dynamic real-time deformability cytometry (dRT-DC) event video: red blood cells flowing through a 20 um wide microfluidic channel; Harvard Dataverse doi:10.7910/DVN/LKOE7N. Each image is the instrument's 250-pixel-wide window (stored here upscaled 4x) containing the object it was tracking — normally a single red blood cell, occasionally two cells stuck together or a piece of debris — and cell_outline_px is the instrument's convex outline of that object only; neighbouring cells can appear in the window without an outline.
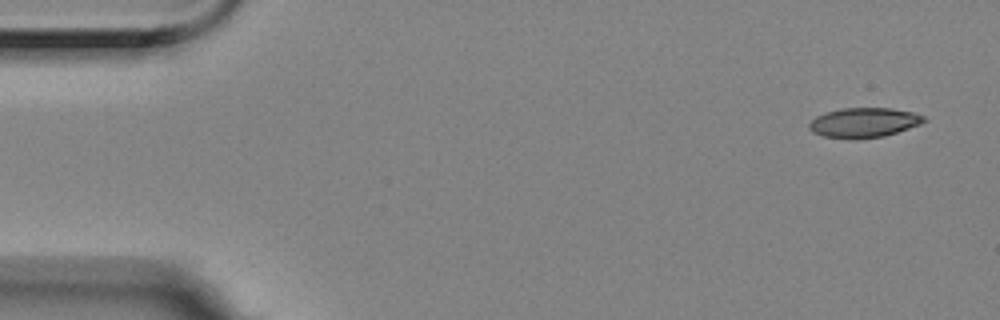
{"species": "Egyptian fruit bat (a non-hibernating species)", "species_latin": "Rousettus aegyptiacus", "temperature_condition": "room temperature", "stored_images_in_passage": 15, "camera_frame_rate_fps": 3000, "um_per_image_px": 0.085, "animal": {"sex": "female"}, "frame": {"image": 1, "passage_image": 1, "time_ms": 0.0, "image_size_px": [1000, 320], "cell_outline_px": [[928, 120], [920, 124], [884, 136], [824, 136], [812, 132], [808, 128], [808, 124], [816, 116], [824, 112], [840, 108], [892, 108], [912, 112], [924, 116]], "centroid_in_image_um": [73.44, 10.36], "position_along_channel_um": 11.6, "area_um2": 19.19}}
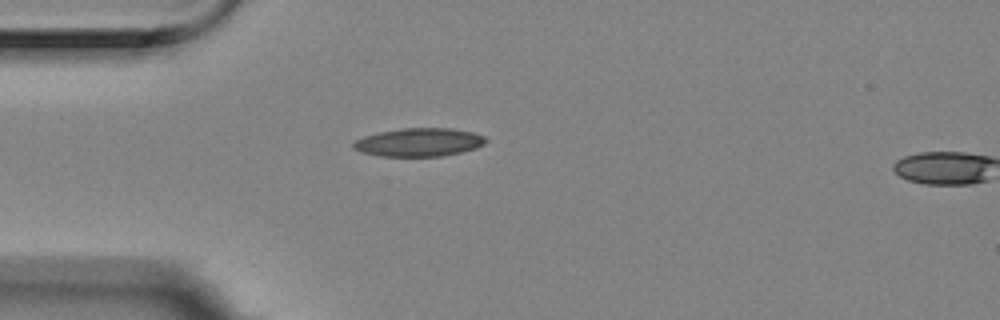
{"frame": {"image": 2, "passage_image": 13, "time_ms": 4.0, "image_size_px": [1000, 320], "cell_outline_px": [[488, 140], [484, 144], [476, 148], [460, 152], [440, 156], [380, 156], [360, 152], [352, 148], [352, 144], [356, 140], [364, 136], [380, 132], [400, 128], [452, 128], [472, 132], [484, 136]], "centroid_in_image_um": [35.6, 12.09], "position_along_channel_um": 49.4, "area_um2": 21.85}}